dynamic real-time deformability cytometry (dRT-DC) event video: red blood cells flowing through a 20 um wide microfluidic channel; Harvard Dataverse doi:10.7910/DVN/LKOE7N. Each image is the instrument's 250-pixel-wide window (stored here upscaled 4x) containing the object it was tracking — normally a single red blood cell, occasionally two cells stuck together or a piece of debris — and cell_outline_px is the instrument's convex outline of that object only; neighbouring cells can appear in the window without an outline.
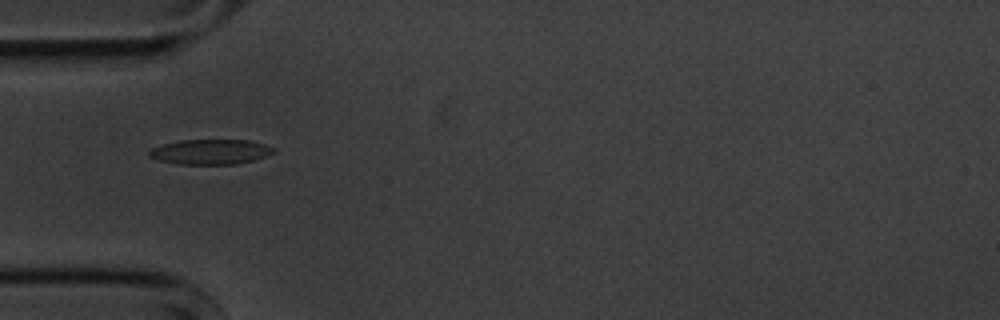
{"species": "common noctule bat (a hibernating species)", "species_latin": "Nyctalus noctula", "temperature_condition": "cold", "stored_images_in_passage": 6, "camera_frame_rate_fps": 3000, "um_per_image_px": 0.085, "animal": {"sex": "male", "body_mass_g": 20.1, "forearm_length_mm": 53.5}, "frame": {"image": 1, "passage_image": 4, "time_ms": 3.333, "image_size_px": [1000, 320], "cell_outline_px": [[276, 152], [252, 160], [236, 164], [180, 164], [160, 160], [148, 156], [148, 152], [152, 148], [164, 144], [180, 140], [248, 140], [264, 144], [276, 148]], "centroid_in_image_um": [17.9, 12.9], "position_along_channel_um": 67.1, "area_um2": 17.98}}
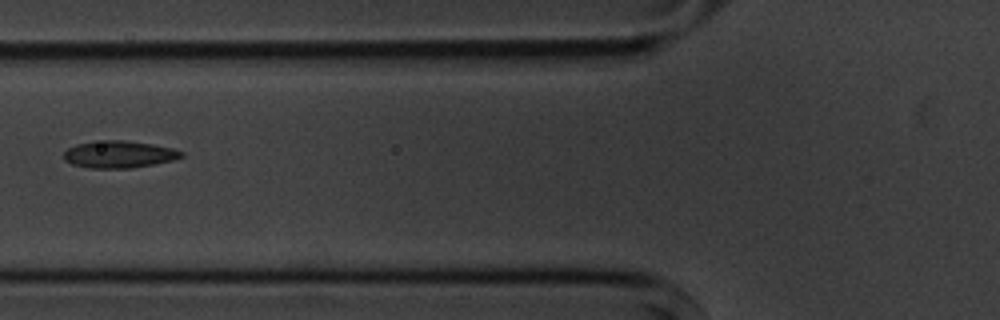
{"frame": {"image": 2, "passage_image": 5, "time_ms": 4.667, "image_size_px": [1000, 320], "cell_outline_px": [[184, 156], [172, 160], [132, 168], [88, 168], [72, 164], [64, 160], [64, 152], [68, 148], [76, 144], [104, 140], [124, 140], [152, 144], [172, 148], [184, 152]], "centroid_in_image_um": [10.1, 13.12], "position_along_channel_um": 115.7, "area_um2": 18.5}}
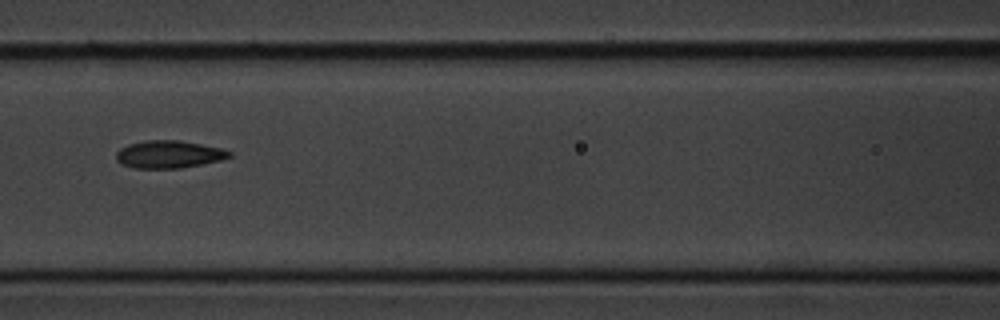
{"frame": {"image": 3, "passage_image": 6, "time_ms": 5.667, "image_size_px": [1000, 320], "cell_outline_px": [[232, 156], [220, 160], [180, 168], [132, 168], [120, 164], [116, 160], [116, 152], [120, 148], [128, 144], [144, 140], [180, 140], [220, 148], [232, 152]], "centroid_in_image_um": [14.3, 13.11], "position_along_channel_um": 152.3, "area_um2": 18.21}}